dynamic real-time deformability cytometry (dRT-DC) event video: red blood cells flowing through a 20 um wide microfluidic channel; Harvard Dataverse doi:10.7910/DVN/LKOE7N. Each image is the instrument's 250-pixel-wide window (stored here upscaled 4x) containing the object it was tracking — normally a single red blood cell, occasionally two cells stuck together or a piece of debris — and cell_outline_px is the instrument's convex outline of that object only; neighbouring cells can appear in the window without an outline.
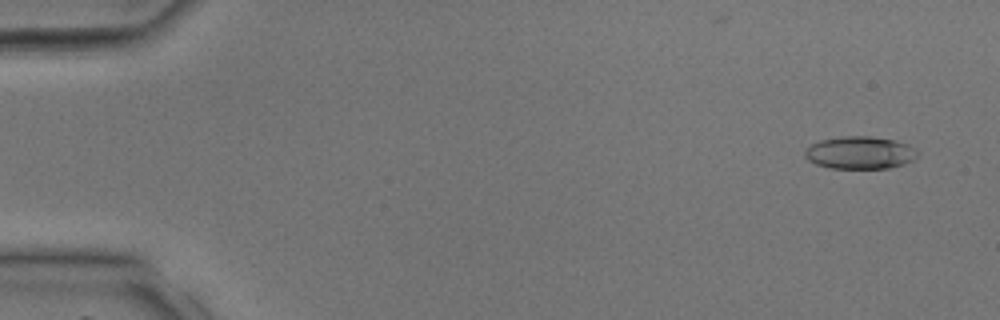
{"species": "common noctule bat (a hibernating species)", "species_latin": "Nyctalus noctula", "temperature_condition": "room temperature", "stored_images_in_passage": 38, "camera_frame_rate_fps": 3000, "um_per_image_px": 0.085, "animal": {"sex": "male", "body_mass_g": 17.9, "forearm_length_mm": 54.2}, "frame": {"image": 1, "passage_image": 3, "time_ms": 0.667, "image_size_px": [1000, 320], "cell_outline_px": [[920, 152], [912, 160], [904, 164], [888, 168], [832, 168], [816, 164], [808, 160], [804, 156], [804, 152], [812, 144], [820, 140], [844, 136], [868, 136], [892, 140], [908, 144], [916, 148]], "centroid_in_image_um": [73.11, 12.98], "position_along_channel_um": 11.9, "area_um2": 21.27}}
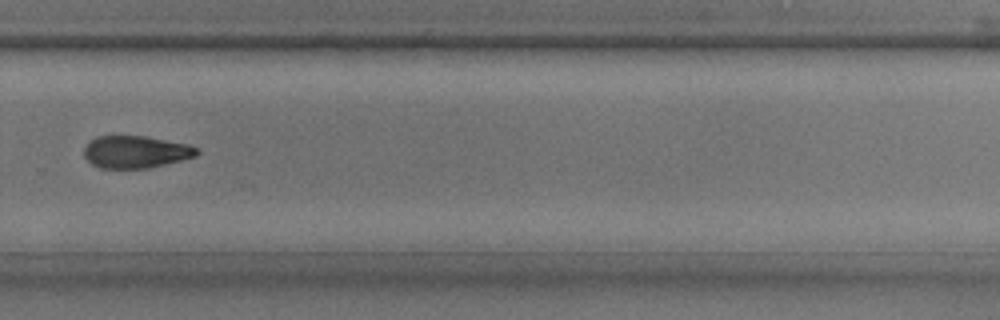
{"frame": {"image": 2, "passage_image": 28, "time_ms": 9.0, "image_size_px": [1000, 320], "cell_outline_px": [[200, 152], [196, 156], [148, 168], [100, 168], [92, 164], [84, 156], [84, 148], [96, 136], [144, 136], [188, 144], [196, 148]], "centroid_in_image_um": [11.53, 12.91], "position_along_channel_um": 318.3, "area_um2": 20.98}}
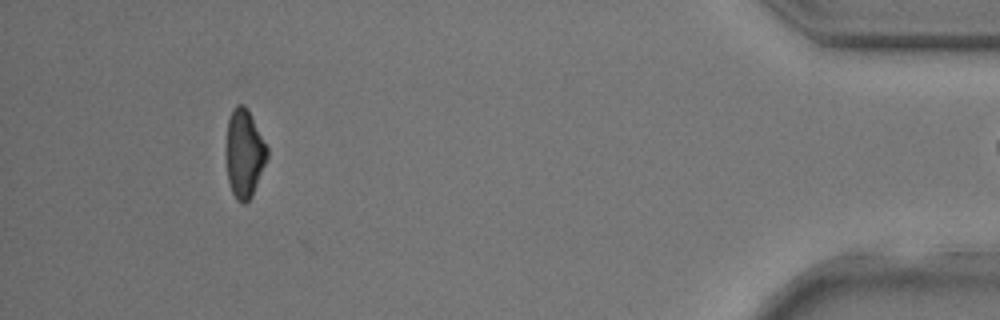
{"frame": {"image": 3, "passage_image": 37, "time_ms": 12.0, "image_size_px": [1000, 320], "cell_outline_px": [[268, 156], [252, 196], [244, 204], [240, 204], [236, 200], [232, 192], [228, 180], [224, 152], [224, 148], [228, 120], [232, 108], [236, 104], [244, 104], [248, 108], [268, 148]], "centroid_in_image_um": [20.73, 13.02], "position_along_channel_um": 414.5, "area_um2": 21.68}}